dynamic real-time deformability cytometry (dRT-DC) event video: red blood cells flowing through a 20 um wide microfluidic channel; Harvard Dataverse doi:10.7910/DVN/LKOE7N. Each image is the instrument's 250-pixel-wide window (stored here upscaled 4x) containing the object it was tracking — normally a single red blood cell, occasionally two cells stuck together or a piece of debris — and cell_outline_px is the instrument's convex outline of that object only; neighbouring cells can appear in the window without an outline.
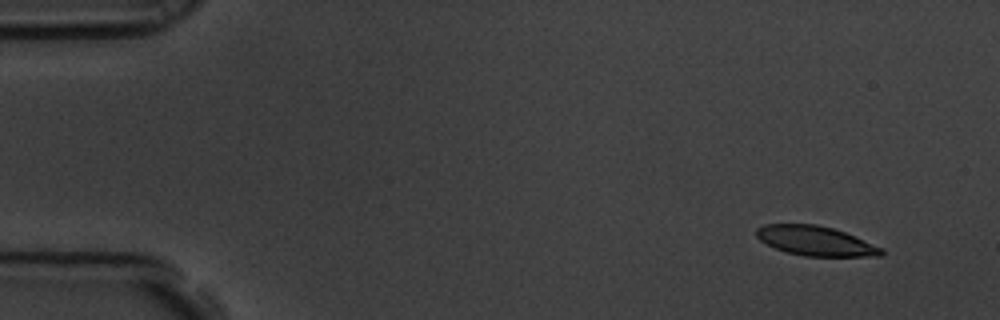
{"species": "common noctule bat (a hibernating species)", "species_latin": "Nyctalus noctula", "temperature_condition": "room temperature", "stored_images_in_passage": 10, "camera_frame_rate_fps": 3000, "um_per_image_px": 0.085, "animal": {"sex": "male", "body_mass_g": 19.5, "forearm_length_mm": 54.6}, "frame": {"image": 1, "passage_image": 1, "time_ms": 0.0, "image_size_px": [1000, 320], "cell_outline_px": [[884, 252], [880, 256], [804, 256], [788, 252], [776, 248], [760, 240], [756, 236], [756, 228], [764, 224], [816, 224], [832, 228], [844, 232], [884, 248]], "centroid_in_image_um": [69.32, 20.47], "position_along_channel_um": 15.7, "area_um2": 21.39}}
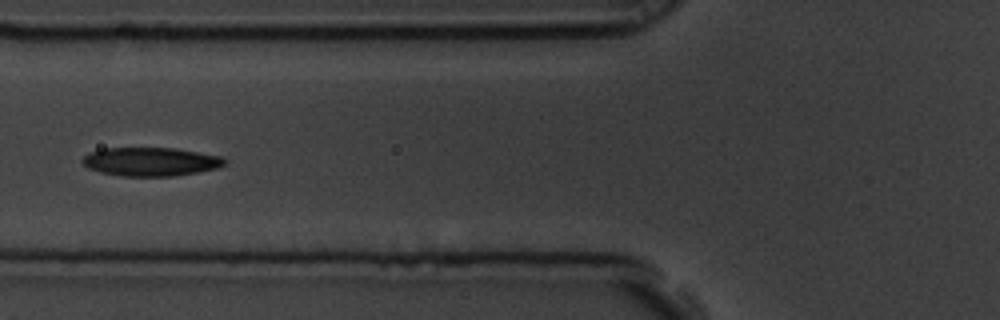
{"frame": {"image": 2, "passage_image": 6, "time_ms": 1.667, "image_size_px": [1000, 320], "cell_outline_px": [[228, 164], [216, 168], [196, 172], [172, 176], [120, 176], [100, 172], [88, 168], [80, 160], [84, 156], [92, 152], [104, 148], [176, 148], [220, 156], [228, 160]], "centroid_in_image_um": [12.82, 13.74], "position_along_channel_um": 113.0, "area_um2": 23.7}}
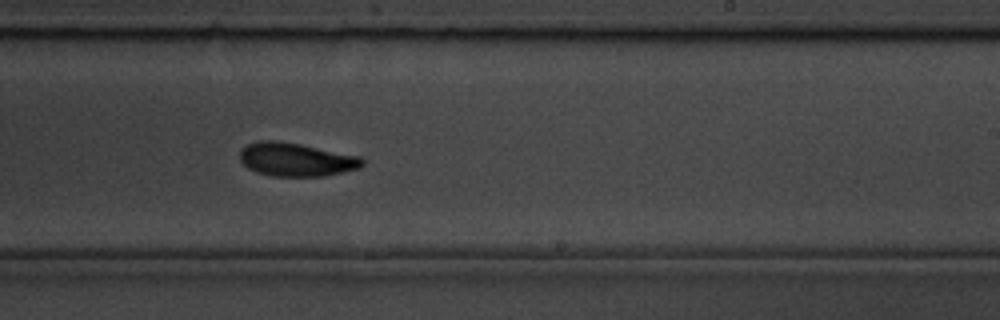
{"frame": {"image": 3, "passage_image": 10, "time_ms": 3.0, "image_size_px": [1000, 320], "cell_outline_px": [[364, 164], [360, 168], [324, 176], [272, 176], [256, 172], [248, 168], [240, 160], [240, 148], [248, 144], [260, 140], [276, 140], [300, 144], [360, 156], [364, 160]], "centroid_in_image_um": [25.16, 13.56], "position_along_channel_um": 263.8, "area_um2": 23.93}}